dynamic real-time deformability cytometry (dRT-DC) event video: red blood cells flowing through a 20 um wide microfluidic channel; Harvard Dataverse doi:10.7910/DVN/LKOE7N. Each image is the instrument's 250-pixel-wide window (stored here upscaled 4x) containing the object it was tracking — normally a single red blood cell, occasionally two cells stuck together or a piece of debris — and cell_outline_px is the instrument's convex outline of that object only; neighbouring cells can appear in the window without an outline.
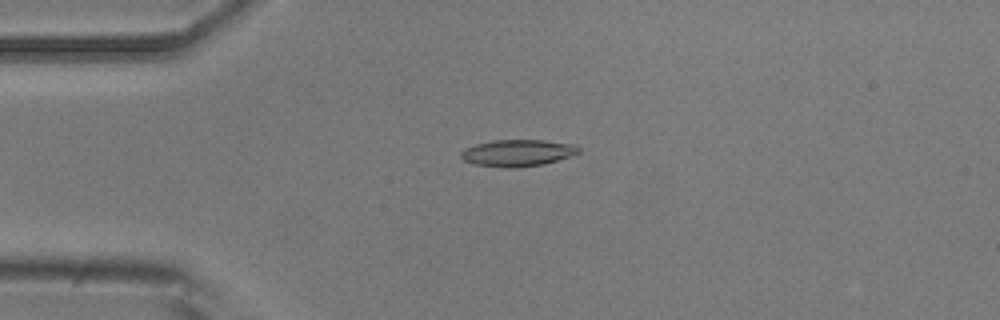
{"species": "common noctule bat (a hibernating species)", "species_latin": "Nyctalus noctula", "temperature_condition": "room temperature", "stored_images_in_passage": 54, "camera_frame_rate_fps": 3000, "um_per_image_px": 0.085, "animal": {"sex": "male", "body_mass_g": 20.5, "forearm_length_mm": 52.5}, "frame": {"image": 1, "passage_image": 13, "time_ms": 4.0, "image_size_px": [1000, 320], "cell_outline_px": [[580, 152], [544, 164], [516, 168], [504, 168], [476, 164], [464, 160], [460, 156], [460, 152], [464, 148], [476, 144], [492, 140], [544, 140], [576, 144], [580, 148]], "centroid_in_image_um": [43.99, 12.99], "position_along_channel_um": 41.0, "area_um2": 18.38}}
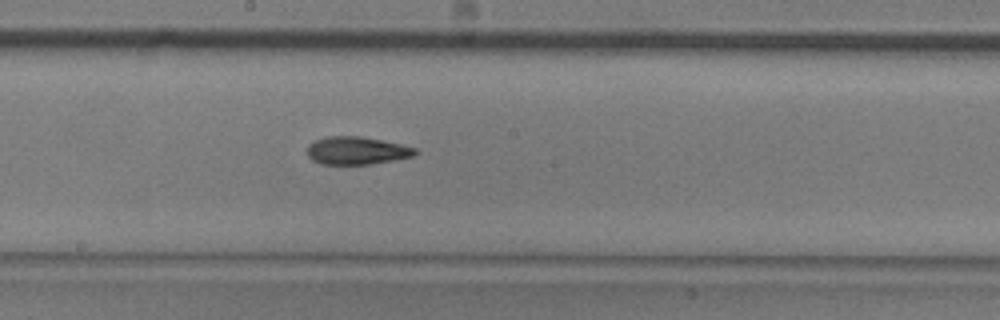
{"frame": {"image": 2, "passage_image": 29, "time_ms": 9.333, "image_size_px": [1000, 320], "cell_outline_px": [[416, 152], [412, 156], [372, 164], [320, 164], [312, 160], [308, 156], [308, 144], [316, 140], [328, 136], [360, 136], [400, 144], [416, 148]], "centroid_in_image_um": [30.28, 12.8], "position_along_channel_um": 217.9, "area_um2": 17.28}}
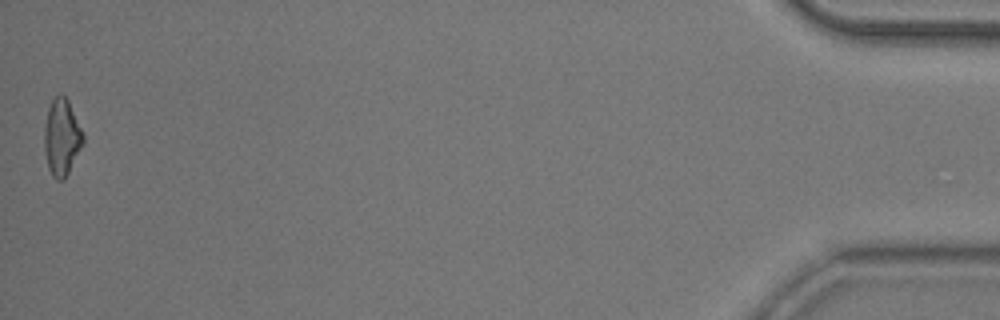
{"frame": {"image": 3, "passage_image": 54, "time_ms": 17.667, "image_size_px": [1000, 320], "cell_outline_px": [[84, 144], [64, 180], [56, 180], [52, 176], [48, 168], [44, 148], [44, 128], [48, 108], [52, 100], [60, 92], [68, 100], [84, 136]], "centroid_in_image_um": [5.24, 11.69], "position_along_channel_um": 430.0, "area_um2": 17.34}, "authors_computed_cell_mechanics": {"area_um2": 17.3978, "velocity_mm_per_s": 3.7196, "shape_relaxation_time_tau1_ms": 6.8896, "shape_relaxation_time_tau2_ms": 6.7871, "deformation_change_tau1": 0.1791, "deformation_change_tau2": 0.1582}}